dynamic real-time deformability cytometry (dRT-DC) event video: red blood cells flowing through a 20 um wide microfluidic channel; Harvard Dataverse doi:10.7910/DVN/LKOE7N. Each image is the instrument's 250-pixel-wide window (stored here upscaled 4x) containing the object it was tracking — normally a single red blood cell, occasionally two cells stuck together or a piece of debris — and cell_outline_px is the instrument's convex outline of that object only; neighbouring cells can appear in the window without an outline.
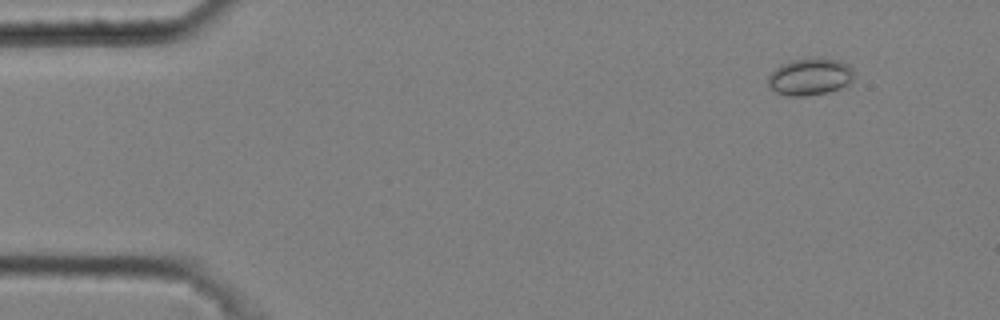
{"species": "common noctule bat (a hibernating species)", "species_latin": "Nyctalus noctula", "temperature_condition": "cold", "stored_images_in_passage": 6, "camera_frame_rate_fps": 3000, "um_per_image_px": 0.085, "animal": {"sex": "male", "body_mass_g": 20.4}, "frame": {"image": 1, "passage_image": 2, "time_ms": 0.333, "image_size_px": [1000, 320], "cell_outline_px": [[856, 76], [848, 84], [840, 88], [828, 92], [804, 96], [788, 96], [776, 92], [768, 88], [768, 76], [780, 64], [792, 60], [820, 56], [840, 60], [848, 64], [852, 68]], "centroid_in_image_um": [68.87, 6.5], "position_along_channel_um": 16.1, "area_um2": 19.02}}